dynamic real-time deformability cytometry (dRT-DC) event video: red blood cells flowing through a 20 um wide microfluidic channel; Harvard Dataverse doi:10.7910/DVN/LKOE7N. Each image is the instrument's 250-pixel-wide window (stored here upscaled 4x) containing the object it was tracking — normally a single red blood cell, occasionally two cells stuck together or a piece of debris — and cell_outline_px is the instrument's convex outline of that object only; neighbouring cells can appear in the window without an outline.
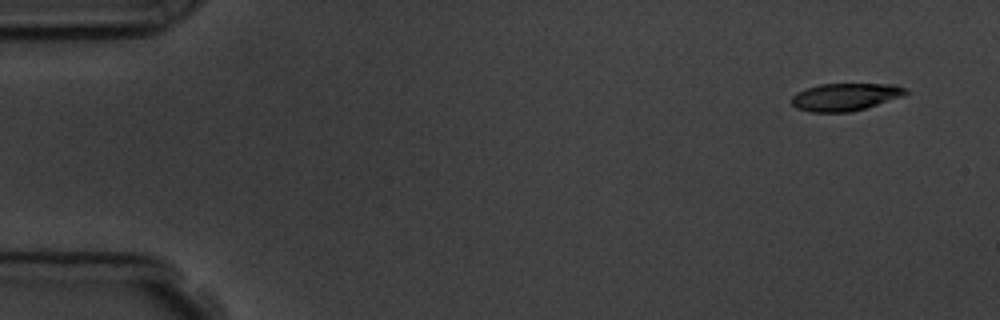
{"species": "common noctule bat (a hibernating species)", "species_latin": "Nyctalus noctula", "temperature_condition": "room temperature", "stored_images_in_passage": 9, "camera_frame_rate_fps": 3000, "um_per_image_px": 0.085, "animal": {"sex": "male", "body_mass_g": 19.5, "forearm_length_mm": 54.6}, "frame": {"image": 1, "passage_image": 1, "time_ms": 0.0, "image_size_px": [1000, 320], "cell_outline_px": [[908, 92], [904, 96], [864, 108], [848, 112], [812, 112], [796, 108], [792, 104], [792, 96], [796, 92], [820, 84], [896, 84], [908, 88]], "centroid_in_image_um": [71.87, 8.23], "position_along_channel_um": 13.1, "area_um2": 18.26}}
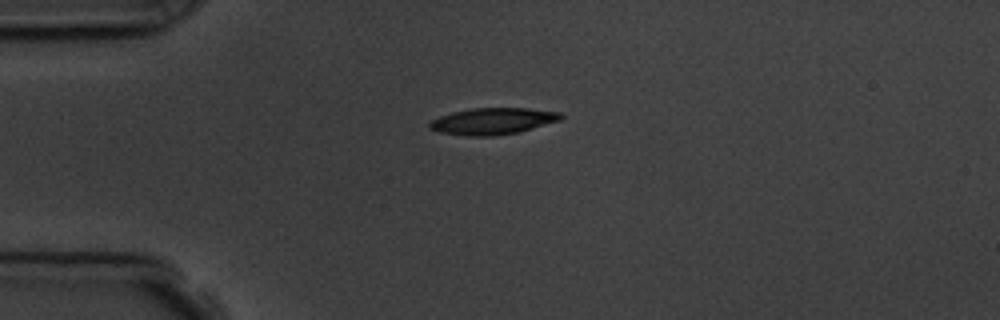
{"frame": {"image": 2, "passage_image": 4, "time_ms": 3.333, "image_size_px": [1000, 320], "cell_outline_px": [[564, 116], [560, 120], [520, 132], [492, 136], [468, 136], [440, 132], [428, 128], [428, 124], [432, 120], [440, 116], [452, 112], [472, 108], [528, 108], [560, 112]], "centroid_in_image_um": [41.89, 10.3], "position_along_channel_um": 43.1, "area_um2": 20.35}}